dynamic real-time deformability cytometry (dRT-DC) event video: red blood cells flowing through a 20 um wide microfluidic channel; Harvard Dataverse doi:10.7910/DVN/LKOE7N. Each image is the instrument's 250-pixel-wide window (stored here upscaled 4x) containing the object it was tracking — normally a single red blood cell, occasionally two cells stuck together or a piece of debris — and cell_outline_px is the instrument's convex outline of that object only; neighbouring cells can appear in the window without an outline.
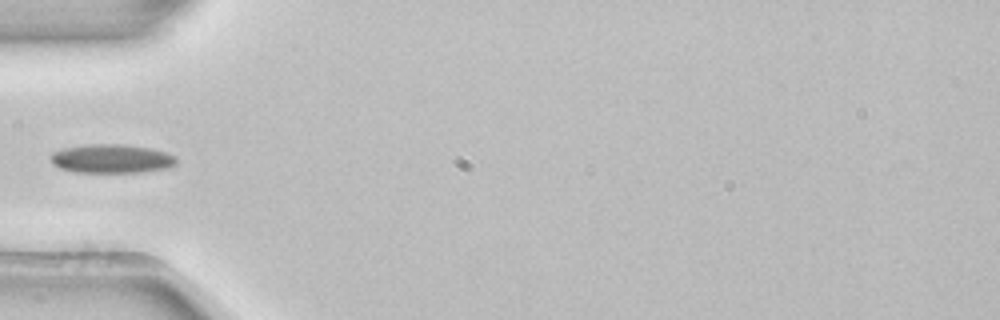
{"species": "common noctule bat (a hibernating species)", "species_latin": "Nyctalus noctula", "temperature_condition": "room temperature", "stored_images_in_passage": 4, "camera_frame_rate_fps": 3000, "um_per_image_px": 0.085, "animal": {"sex": "female", "body_mass_g": 22.7, "forearm_length_mm": 54.2}, "frame": {"image": 1, "passage_image": 4, "time_ms": 1.0, "image_size_px": [1000, 320], "cell_outline_px": [[176, 164], [168, 168], [140, 172], [76, 172], [60, 168], [52, 164], [48, 156], [52, 152], [64, 148], [88, 144], [124, 144], [152, 148], [168, 152], [176, 156]], "centroid_in_image_um": [9.49, 13.48], "position_along_channel_um": 75.5, "area_um2": 21.39}}